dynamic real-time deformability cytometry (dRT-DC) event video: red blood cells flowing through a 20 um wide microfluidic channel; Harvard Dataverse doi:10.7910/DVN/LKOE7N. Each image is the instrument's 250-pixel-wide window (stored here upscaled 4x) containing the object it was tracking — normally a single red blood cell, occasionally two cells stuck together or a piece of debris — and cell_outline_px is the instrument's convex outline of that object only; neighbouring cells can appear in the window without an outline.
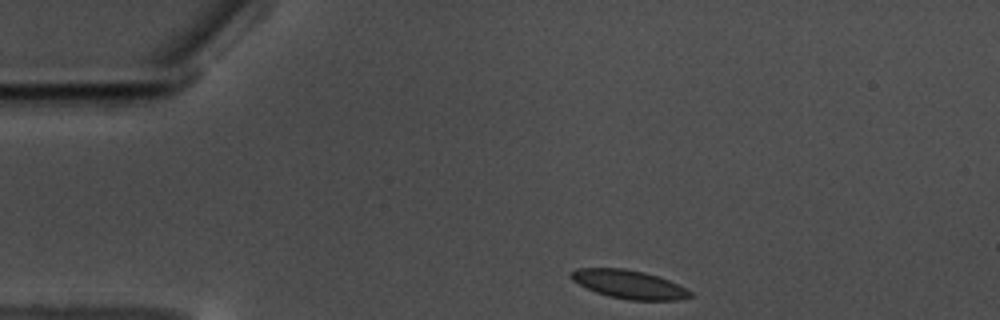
{"species": "common noctule bat (a hibernating species)", "species_latin": "Nyctalus noctula", "temperature_condition": "warm", "stored_images_in_passage": 38, "camera_frame_rate_fps": 3000, "um_per_image_px": 0.085, "animal": {"sex": "male", "body_mass_g": 17.5, "forearm_length_mm": 52.3}, "frame": {"image": 1, "passage_image": 1, "time_ms": 0.0, "image_size_px": [1000, 320], "cell_outline_px": [[692, 296], [680, 300], [628, 300], [608, 296], [596, 292], [572, 280], [568, 276], [568, 272], [576, 268], [624, 268], [644, 272], [668, 280], [692, 292]], "centroid_in_image_um": [53.42, 24.16], "position_along_channel_um": 31.6, "area_um2": 19.71}}
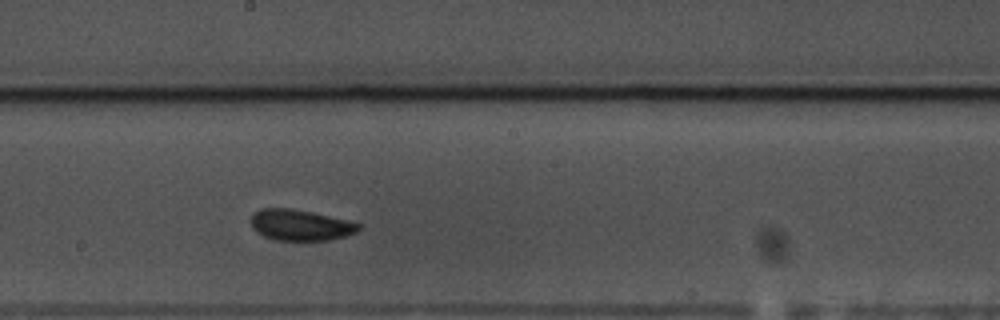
{"frame": {"image": 2, "passage_image": 22, "time_ms": 7.0, "image_size_px": [1000, 320], "cell_outline_px": [[360, 228], [356, 232], [348, 236], [328, 240], [272, 240], [256, 232], [252, 228], [252, 216], [260, 208], [292, 208], [312, 212], [360, 224]], "centroid_in_image_um": [25.51, 19.14], "position_along_channel_um": 222.7, "area_um2": 19.31}}
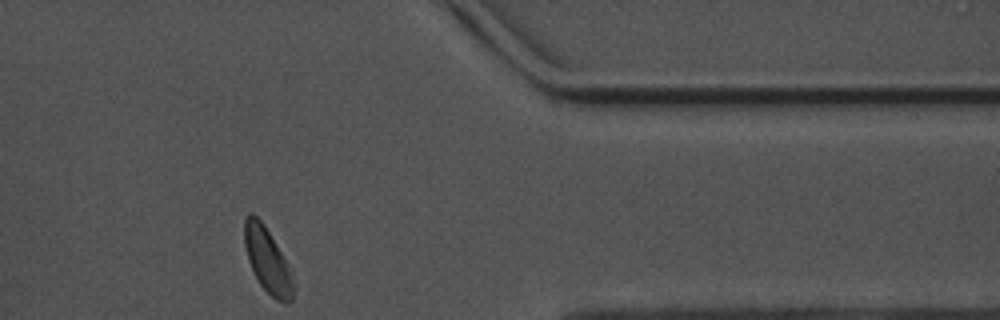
{"frame": {"image": 3, "passage_image": 38, "time_ms": 12.333, "image_size_px": [1000, 320], "cell_outline_px": [[296, 284], [292, 300], [276, 300], [260, 284], [248, 260], [244, 244], [244, 220], [248, 212], [252, 212], [264, 224], [292, 268]], "centroid_in_image_um": [22.77, 22.1], "position_along_channel_um": 388.6, "area_um2": 18.73}, "authors_computed_cell_mechanics": {"area_um2": 19.4497, "velocity_mm_per_s": 3.4671, "shape_relaxation_time_tau1_ms": 3.2869, "shape_relaxation_time_tau2_ms": 1.3707, "deformation_change_tau1": 0.0678, "deformation_change_tau2": 0.0624}}